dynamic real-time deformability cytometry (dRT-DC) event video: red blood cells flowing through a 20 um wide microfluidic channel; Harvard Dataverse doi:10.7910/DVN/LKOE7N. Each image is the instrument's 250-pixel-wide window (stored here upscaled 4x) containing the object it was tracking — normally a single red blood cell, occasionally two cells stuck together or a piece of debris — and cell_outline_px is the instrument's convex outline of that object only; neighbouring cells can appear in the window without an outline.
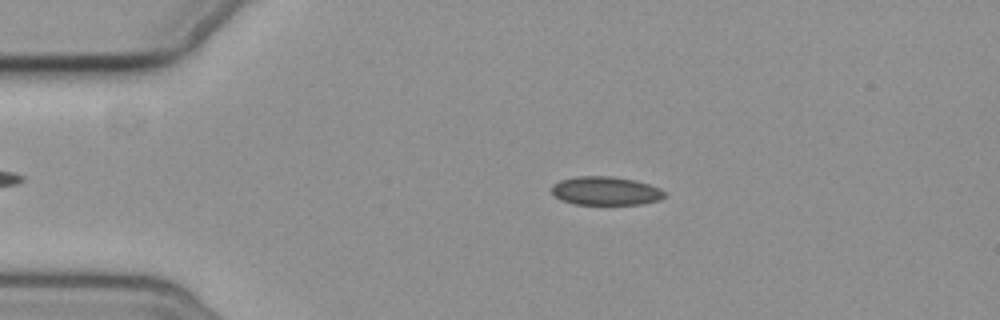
{"species": "common noctule bat (a hibernating species)", "species_latin": "Nyctalus noctula", "temperature_condition": "cold", "stored_images_in_passage": 4, "camera_frame_rate_fps": 3000, "um_per_image_px": 0.085, "animal": {"sex": "female", "body_mass_g": 19.3, "forearm_length_mm": 54.1}, "frame": {"image": 1, "passage_image": 3, "time_ms": 2.0, "image_size_px": [1000, 320], "cell_outline_px": [[664, 196], [660, 200], [640, 204], [572, 204], [560, 200], [552, 196], [552, 184], [560, 180], [576, 176], [608, 176], [632, 180], [648, 184], [660, 188], [664, 192]], "centroid_in_image_um": [51.41, 16.23], "position_along_channel_um": 33.6, "area_um2": 18.79}}